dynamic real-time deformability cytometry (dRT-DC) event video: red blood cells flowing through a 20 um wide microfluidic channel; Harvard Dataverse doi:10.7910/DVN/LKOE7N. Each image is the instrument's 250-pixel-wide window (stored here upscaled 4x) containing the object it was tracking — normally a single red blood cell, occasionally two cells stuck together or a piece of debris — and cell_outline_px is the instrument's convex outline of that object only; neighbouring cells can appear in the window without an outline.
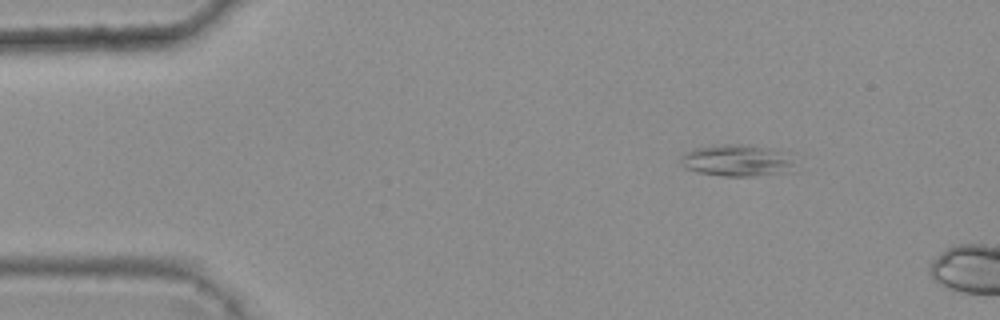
{"species": "common noctule bat (a hibernating species)", "species_latin": "Nyctalus noctula", "temperature_condition": "warm", "stored_images_in_passage": 3, "camera_frame_rate_fps": 3000, "um_per_image_px": 0.085, "animal": {"sex": "female", "body_mass_g": 25.1}, "frame": {"image": 1, "passage_image": 1, "time_ms": 0.0, "image_size_px": [1000, 320], "cell_outline_px": [[792, 164], [788, 172], [752, 176], [724, 176], [700, 172], [684, 168], [680, 164], [680, 156], [696, 148], [720, 144], [736, 144], [772, 148], [792, 152]], "centroid_in_image_um": [62.67, 13.63], "position_along_channel_um": 22.3, "area_um2": 21.15}}